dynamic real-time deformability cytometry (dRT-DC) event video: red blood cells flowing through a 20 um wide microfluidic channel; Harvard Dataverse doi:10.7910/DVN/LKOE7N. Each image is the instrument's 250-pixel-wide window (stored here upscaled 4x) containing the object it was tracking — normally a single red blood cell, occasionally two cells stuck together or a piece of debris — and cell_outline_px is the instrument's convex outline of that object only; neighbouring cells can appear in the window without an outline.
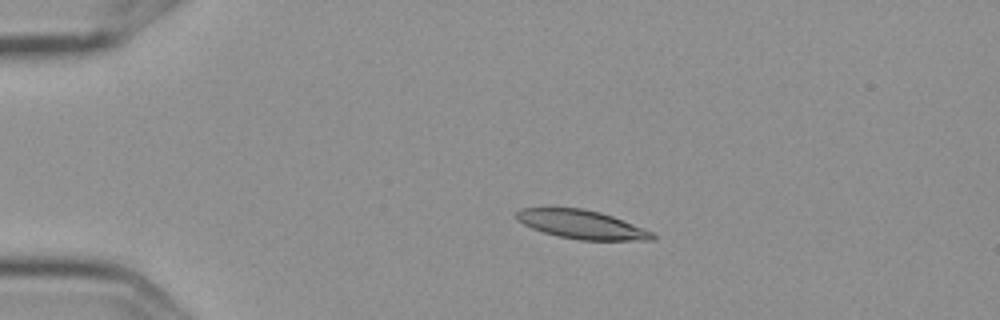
{"species": "Egyptian fruit bat (a non-hibernating species)", "species_latin": "Rousettus aegyptiacus", "temperature_condition": "cold", "stored_images_in_passage": 6, "camera_frame_rate_fps": 3000, "um_per_image_px": 0.085, "frame": {"image": 1, "passage_image": 3, "time_ms": 0.667, "image_size_px": [1000, 320], "cell_outline_px": [[656, 236], [652, 240], [580, 240], [556, 236], [532, 228], [516, 220], [516, 212], [520, 208], [584, 208], [600, 212], [612, 216], [652, 232]], "centroid_in_image_um": [49.4, 19.08], "position_along_channel_um": 35.6, "area_um2": 22.54}}
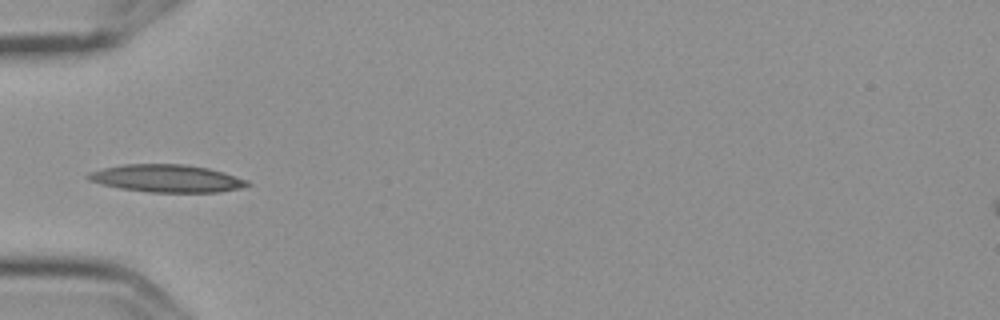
{"frame": {"image": 2, "passage_image": 5, "time_ms": 1.333, "image_size_px": [1000, 320], "cell_outline_px": [[252, 184], [240, 188], [220, 192], [148, 192], [120, 188], [100, 184], [88, 180], [84, 176], [88, 172], [104, 168], [124, 164], [184, 164], [208, 168], [224, 172], [248, 180]], "centroid_in_image_um": [14.16, 15.16], "position_along_channel_um": 70.8, "area_um2": 25.72}}
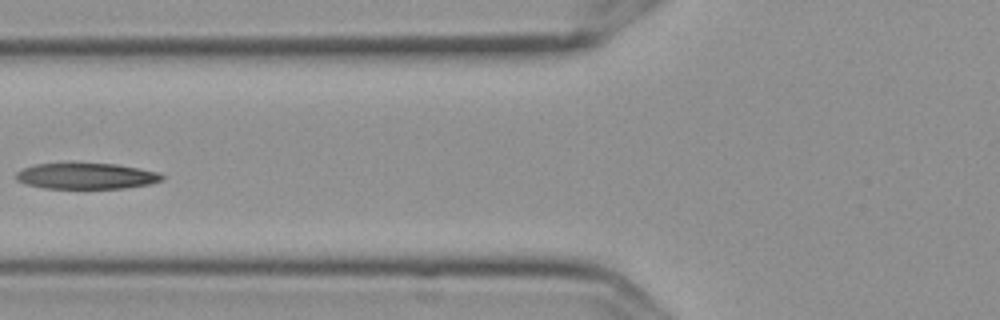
{"frame": {"image": 3, "passage_image": 6, "time_ms": 1.667, "image_size_px": [1000, 320], "cell_outline_px": [[164, 180], [148, 184], [124, 188], [44, 188], [24, 184], [16, 180], [16, 172], [24, 168], [36, 164], [116, 164], [160, 172], [164, 176]], "centroid_in_image_um": [7.35, 14.97], "position_along_channel_um": 118.5, "area_um2": 21.91}}